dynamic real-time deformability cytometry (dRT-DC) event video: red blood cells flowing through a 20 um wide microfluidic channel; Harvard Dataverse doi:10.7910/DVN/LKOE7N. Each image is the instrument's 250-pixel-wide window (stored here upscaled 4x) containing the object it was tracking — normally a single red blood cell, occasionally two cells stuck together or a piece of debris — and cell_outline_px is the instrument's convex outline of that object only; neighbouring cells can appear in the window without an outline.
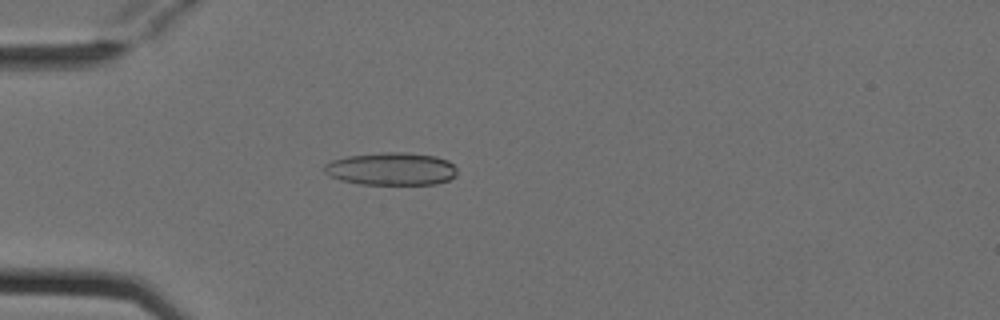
{"species": "Egyptian fruit bat (a non-hibernating species)", "species_latin": "Rousettus aegyptiacus", "temperature_condition": "cold", "stored_images_in_passage": 3, "camera_frame_rate_fps": 3000, "um_per_image_px": 0.085, "animal": {"sex": "female"}, "frame": {"image": 1, "passage_image": 3, "time_ms": 0.667, "image_size_px": [1000, 320], "cell_outline_px": [[456, 176], [448, 180], [436, 184], [360, 184], [340, 180], [328, 176], [324, 172], [324, 164], [332, 160], [348, 156], [384, 152], [408, 152], [436, 156], [448, 160], [456, 168]], "centroid_in_image_um": [33.25, 14.35], "position_along_channel_um": 51.7, "area_um2": 25.49}}